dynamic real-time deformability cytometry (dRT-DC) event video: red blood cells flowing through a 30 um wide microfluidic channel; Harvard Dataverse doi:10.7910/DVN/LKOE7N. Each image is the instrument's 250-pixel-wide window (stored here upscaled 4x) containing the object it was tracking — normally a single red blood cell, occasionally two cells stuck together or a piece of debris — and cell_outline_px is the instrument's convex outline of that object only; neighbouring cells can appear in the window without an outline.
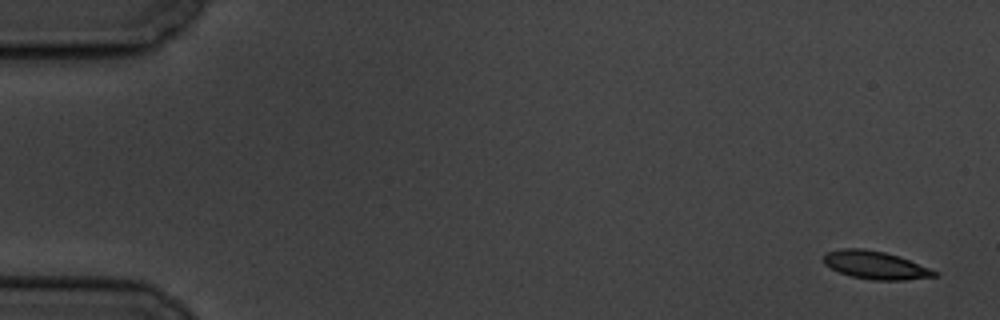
{"species": "common noctule bat (a hibernating species)", "species_latin": "Nyctalus noctula", "temperature_condition": "cold", "stored_images_in_passage": 6, "camera_frame_rate_fps": 3000, "um_per_image_px": 0.085, "animal": {"sex": "male", "body_mass_g": 19.5, "forearm_length_mm": 54.6}, "frame": {"image": 1, "passage_image": 1, "time_ms": 0.0, "image_size_px": [1000, 320], "cell_outline_px": [[940, 276], [904, 280], [872, 280], [852, 276], [840, 272], [824, 264], [824, 252], [844, 248], [864, 248], [884, 252], [900, 256], [940, 272]], "centroid_in_image_um": [74.46, 22.53], "position_along_channel_um": 10.5, "area_um2": 18.21}}
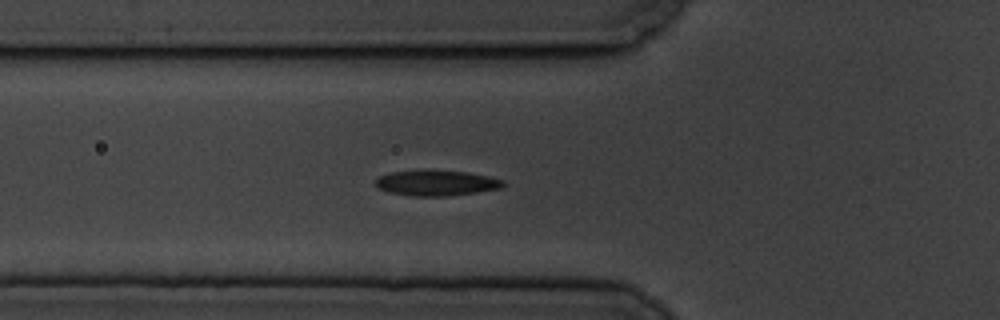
{"frame": {"image": 2, "passage_image": 6, "time_ms": 6.333, "image_size_px": [1000, 320], "cell_outline_px": [[504, 184], [500, 188], [476, 192], [444, 196], [416, 196], [388, 192], [380, 188], [376, 184], [376, 180], [380, 176], [392, 172], [424, 168], [428, 168], [468, 172], [488, 176], [504, 180]], "centroid_in_image_um": [37.09, 15.51], "position_along_channel_um": 88.7, "area_um2": 19.19}}